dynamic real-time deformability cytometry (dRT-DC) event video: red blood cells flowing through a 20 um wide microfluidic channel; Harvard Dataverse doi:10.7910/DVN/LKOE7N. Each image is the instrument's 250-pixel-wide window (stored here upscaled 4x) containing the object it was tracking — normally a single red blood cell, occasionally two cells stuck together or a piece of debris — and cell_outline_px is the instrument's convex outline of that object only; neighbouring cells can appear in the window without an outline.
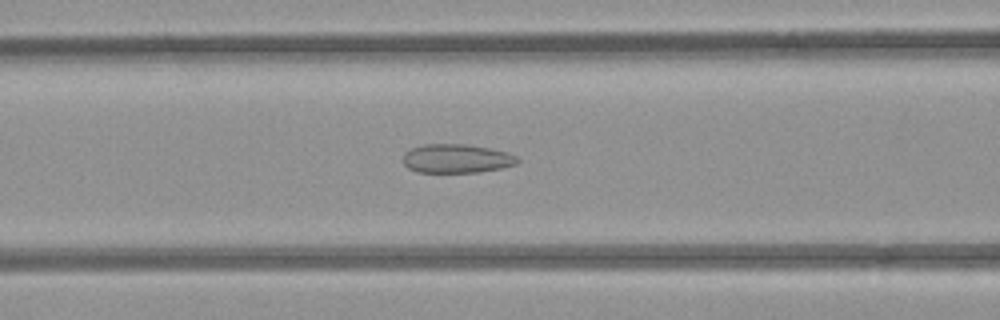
{"species": "common noctule bat (a hibernating species)", "species_latin": "Nyctalus noctula", "temperature_condition": "room temperature", "stored_images_in_passage": 30, "camera_frame_rate_fps": 3000, "um_per_image_px": 0.085, "animal": {"sex": "female", "body_mass_g": 21.9}, "frame": {"image": 1, "passage_image": 5, "time_ms": 1.333, "image_size_px": [1000, 320], "cell_outline_px": [[520, 160], [516, 164], [500, 168], [480, 172], [416, 172], [408, 168], [404, 164], [404, 152], [412, 148], [424, 144], [464, 144], [488, 148], [508, 152], [516, 156]], "centroid_in_image_um": [38.8, 13.48], "position_along_channel_um": 127.8, "area_um2": 19.19}}
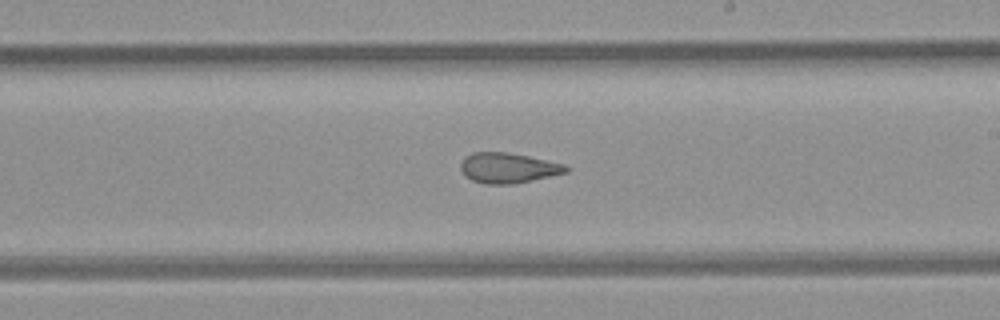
{"frame": {"image": 2, "passage_image": 14, "time_ms": 4.333, "image_size_px": [1000, 320], "cell_outline_px": [[568, 172], [516, 184], [484, 184], [472, 180], [464, 176], [460, 168], [460, 164], [464, 156], [472, 152], [504, 152], [528, 156], [564, 164], [568, 168]], "centroid_in_image_um": [43.14, 14.28], "position_along_channel_um": 245.9, "area_um2": 18.67}}
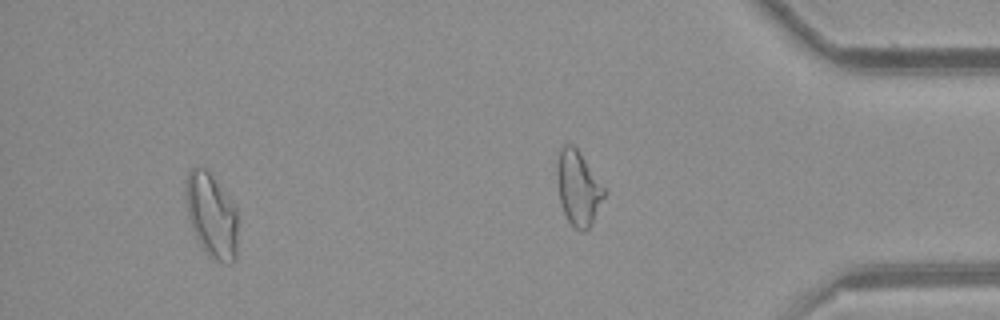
{"frame": {"image": 3, "passage_image": 26, "time_ms": 8.333, "image_size_px": [1000, 320], "cell_outline_px": [[236, 260], [232, 264], [224, 264], [212, 260], [208, 256], [200, 244], [192, 228], [188, 216], [184, 200], [184, 188], [188, 172], [192, 168], [208, 168], [236, 208]], "centroid_in_image_um": [17.95, 18.32], "position_along_channel_um": 417.2, "area_um2": 25.95}}